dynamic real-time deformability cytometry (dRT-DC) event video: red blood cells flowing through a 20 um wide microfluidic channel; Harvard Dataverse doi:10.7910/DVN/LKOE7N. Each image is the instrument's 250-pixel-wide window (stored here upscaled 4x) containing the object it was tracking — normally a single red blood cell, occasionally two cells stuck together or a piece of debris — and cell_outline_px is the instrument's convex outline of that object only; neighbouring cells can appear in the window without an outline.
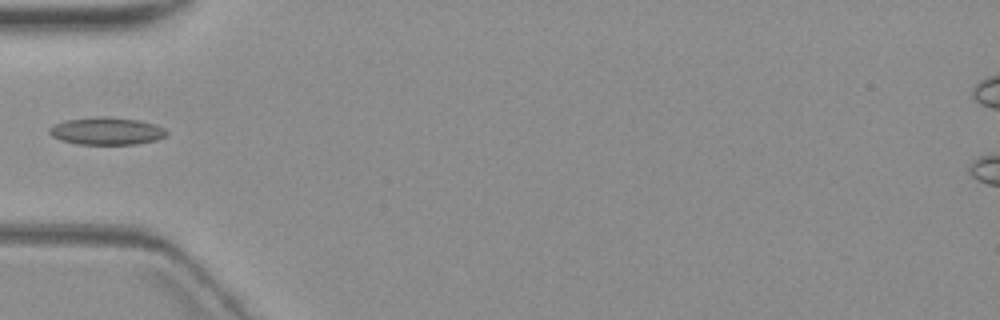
{"species": "common noctule bat (a hibernating species)", "species_latin": "Nyctalus noctula", "temperature_condition": "warm", "stored_images_in_passage": 4, "camera_frame_rate_fps": 3000, "um_per_image_px": 0.085, "animal": {"sex": "female", "body_mass_g": 19.3, "forearm_length_mm": 54.1}, "frame": {"image": 1, "passage_image": 4, "time_ms": 4.667, "image_size_px": [1000, 320], "cell_outline_px": [[168, 136], [156, 140], [136, 144], [76, 144], [60, 140], [52, 136], [48, 132], [48, 128], [64, 120], [96, 116], [108, 116], [140, 120], [156, 124], [164, 128], [168, 132]], "centroid_in_image_um": [9.08, 11.13], "position_along_channel_um": 75.9, "area_um2": 19.07}}